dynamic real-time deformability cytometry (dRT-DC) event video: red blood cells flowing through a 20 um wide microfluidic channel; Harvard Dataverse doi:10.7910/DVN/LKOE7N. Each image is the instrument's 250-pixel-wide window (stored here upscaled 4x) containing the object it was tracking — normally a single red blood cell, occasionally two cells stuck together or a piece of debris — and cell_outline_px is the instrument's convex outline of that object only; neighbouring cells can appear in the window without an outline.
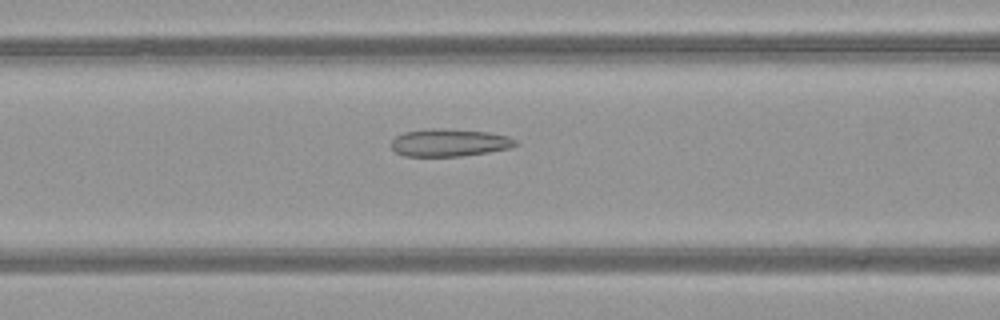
{"species": "common noctule bat (a hibernating species)", "species_latin": "Nyctalus noctula", "temperature_condition": "warm", "stored_images_in_passage": 31, "camera_frame_rate_fps": 3000, "um_per_image_px": 0.085, "animal": {"sex": "female", "body_mass_g": 21.9}, "frame": {"image": 1, "passage_image": 9, "time_ms": 2.667, "image_size_px": [1000, 320], "cell_outline_px": [[520, 144], [512, 148], [488, 152], [460, 156], [404, 156], [396, 152], [392, 148], [392, 140], [396, 136], [404, 132], [432, 128], [444, 128], [488, 132], [508, 136], [516, 140]], "centroid_in_image_um": [38.23, 12.12], "position_along_channel_um": 128.4, "area_um2": 20.06}}
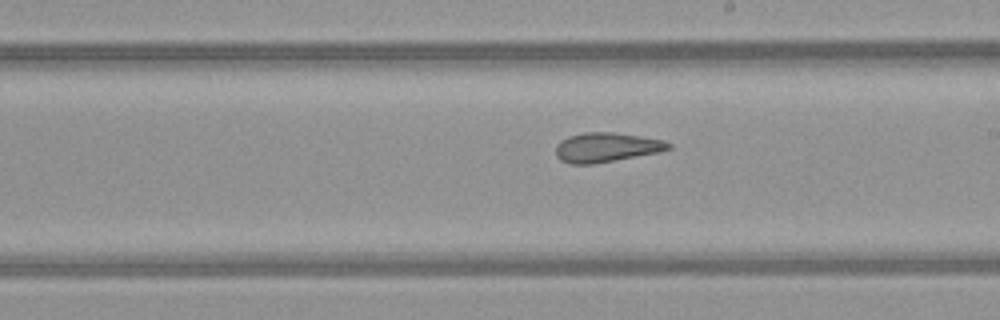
{"frame": {"image": 2, "passage_image": 17, "time_ms": 5.333, "image_size_px": [1000, 320], "cell_outline_px": [[672, 148], [660, 152], [596, 164], [568, 164], [560, 160], [556, 156], [556, 144], [560, 140], [568, 136], [584, 132], [612, 132], [640, 136], [664, 140], [672, 144]], "centroid_in_image_um": [51.53, 12.53], "position_along_channel_um": 237.5, "area_um2": 19.65}}
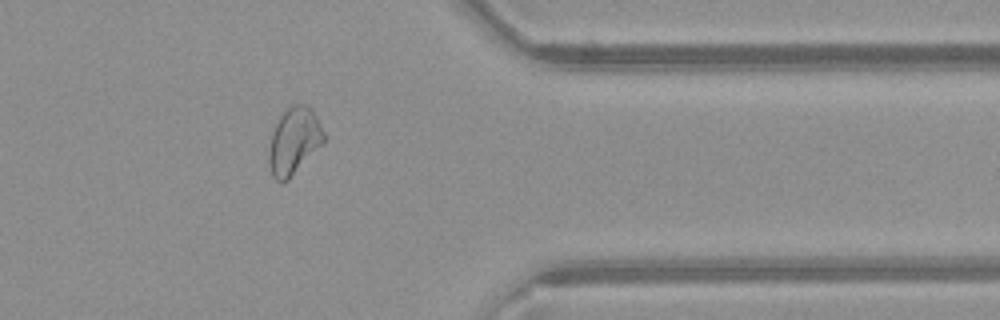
{"frame": {"image": 3, "passage_image": 29, "time_ms": 9.333, "image_size_px": [1000, 320], "cell_outline_px": [[324, 144], [288, 180], [276, 180], [272, 176], [268, 160], [268, 152], [272, 132], [280, 116], [292, 104], [308, 104], [312, 108], [324, 132]], "centroid_in_image_um": [25.0, 11.98], "position_along_channel_um": 386.4, "area_um2": 21.44}, "authors_computed_cell_mechanics": {"area_um2": 19.7676, "velocity_mm_per_s": 4.0749, "shape_relaxation_time_tau1_ms": null, "shape_relaxation_time_tau2_ms": 2.0714, "deformation_change_tau1": null, "deformation_change_tau2": 0.0837}}